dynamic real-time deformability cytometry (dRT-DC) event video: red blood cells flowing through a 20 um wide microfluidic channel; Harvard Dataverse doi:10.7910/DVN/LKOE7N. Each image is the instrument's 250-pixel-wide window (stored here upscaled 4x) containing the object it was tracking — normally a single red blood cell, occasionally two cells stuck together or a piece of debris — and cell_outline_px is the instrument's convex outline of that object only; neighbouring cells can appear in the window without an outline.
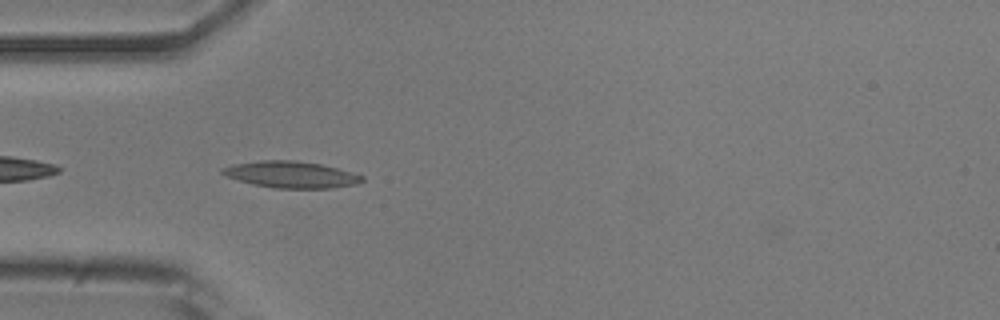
{"species": "common noctule bat (a hibernating species)", "species_latin": "Nyctalus noctula", "temperature_condition": "room temperature", "stored_images_in_passage": 10, "camera_frame_rate_fps": 3000, "um_per_image_px": 0.085, "animal": {"sex": "male", "body_mass_g": 20.5, "forearm_length_mm": 52.5}, "frame": {"image": 1, "passage_image": 3, "time_ms": 0.667, "image_size_px": [1000, 320], "cell_outline_px": [[364, 180], [356, 184], [332, 188], [272, 188], [252, 184], [224, 176], [220, 172], [220, 168], [232, 164], [260, 160], [296, 160], [320, 164], [336, 168], [364, 176]], "centroid_in_image_um": [24.68, 14.83], "position_along_channel_um": 60.3, "area_um2": 21.73}}
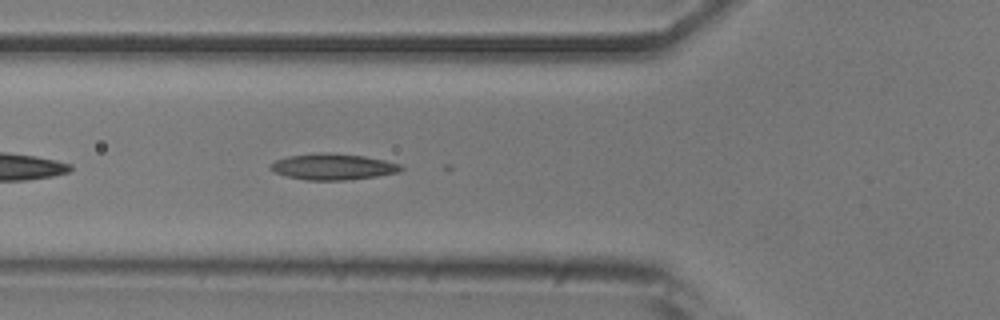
{"frame": {"image": 2, "passage_image": 6, "time_ms": 1.667, "image_size_px": [1000, 320], "cell_outline_px": [[404, 168], [400, 172], [376, 176], [344, 180], [308, 180], [288, 176], [276, 172], [268, 164], [276, 160], [288, 156], [320, 152], [328, 152], [364, 156], [384, 160], [400, 164]], "centroid_in_image_um": [28.32, 14.16], "position_along_channel_um": 97.5, "area_um2": 19.71}}